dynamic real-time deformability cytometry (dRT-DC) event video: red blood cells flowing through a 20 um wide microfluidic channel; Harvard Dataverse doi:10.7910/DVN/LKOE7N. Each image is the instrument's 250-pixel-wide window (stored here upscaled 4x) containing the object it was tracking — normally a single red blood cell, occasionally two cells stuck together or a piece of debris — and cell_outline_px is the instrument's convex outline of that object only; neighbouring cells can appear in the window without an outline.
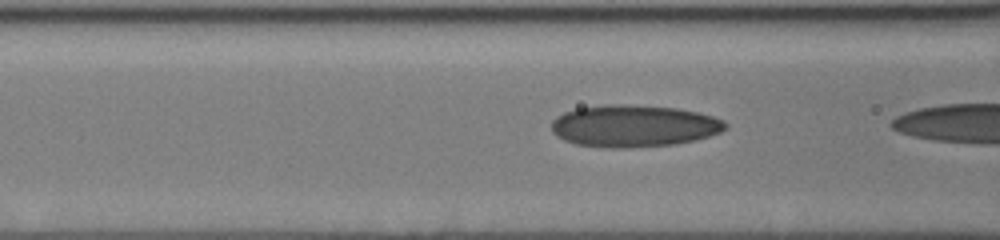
{"species": "human", "species_latin": "Homo sapiens", "temperature_condition": "cold", "stored_images_in_passage": 24, "camera_frame_rate_fps": 3000, "um_per_image_px": 0.085, "donor": {"sex": "male"}, "frame": {"image": 1, "passage_image": 22, "time_ms": 6.667, "image_size_px": [1000, 240], "cell_outline_px": [[728, 128], [720, 132], [696, 140], [676, 144], [624, 148], [608, 148], [576, 144], [564, 140], [552, 132], [552, 120], [556, 116], [564, 112], [576, 108], [604, 104], [624, 104], [676, 108], [696, 112], [712, 116], [724, 120], [728, 124]], "centroid_in_image_um": [53.87, 10.7], "position_along_channel_um": 112.7, "area_um2": 42.77}}